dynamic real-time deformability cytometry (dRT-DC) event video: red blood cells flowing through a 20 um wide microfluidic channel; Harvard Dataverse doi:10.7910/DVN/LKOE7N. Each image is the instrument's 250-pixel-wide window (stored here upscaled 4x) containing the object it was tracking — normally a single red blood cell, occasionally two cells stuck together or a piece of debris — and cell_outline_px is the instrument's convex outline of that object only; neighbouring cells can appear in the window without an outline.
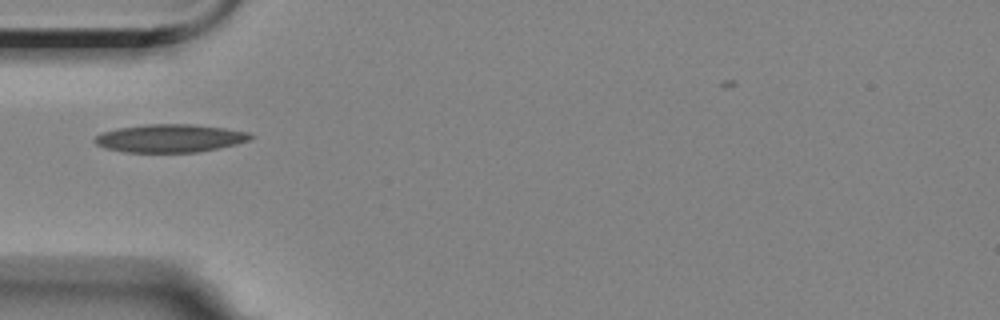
{"species": "Egyptian fruit bat (a non-hibernating species)", "species_latin": "Rousettus aegyptiacus", "temperature_condition": "room temperature", "stored_images_in_passage": 1, "camera_frame_rate_fps": 3000, "um_per_image_px": 0.085, "animal": {"sex": "female"}, "frame": {"image": 1, "passage_image": 1, "time_ms": 0.0, "image_size_px": [1000, 320], "cell_outline_px": [[256, 136], [248, 140], [236, 144], [200, 152], [124, 152], [104, 148], [96, 144], [92, 140], [96, 136], [104, 132], [116, 128], [148, 124], [192, 124], [224, 128], [248, 132]], "centroid_in_image_um": [14.44, 11.75], "position_along_channel_um": 70.6, "area_um2": 25.49}}